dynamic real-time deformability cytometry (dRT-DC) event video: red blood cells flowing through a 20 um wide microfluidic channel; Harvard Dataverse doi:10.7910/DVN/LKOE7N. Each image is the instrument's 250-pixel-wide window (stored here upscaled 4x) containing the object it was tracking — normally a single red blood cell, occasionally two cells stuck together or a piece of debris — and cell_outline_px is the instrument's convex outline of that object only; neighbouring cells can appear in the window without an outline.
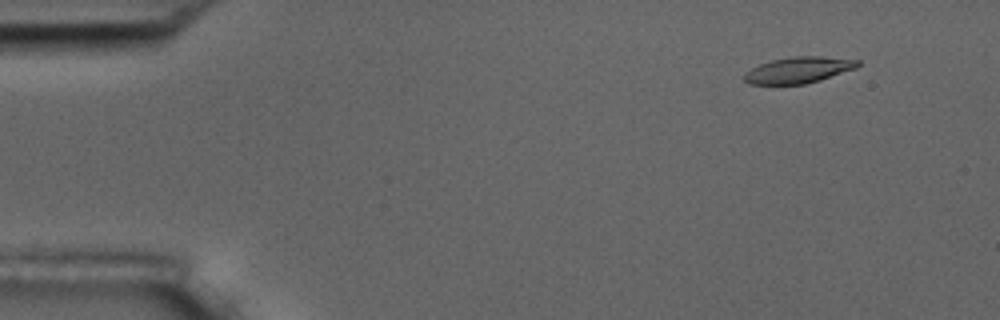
{"species": "common noctule bat (a hibernating species)", "species_latin": "Nyctalus noctula", "temperature_condition": "room temperature", "stored_images_in_passage": 5, "camera_frame_rate_fps": 3000, "um_per_image_px": 0.085, "animal": {"sex": "male", "body_mass_g": 17.5, "forearm_length_mm": 52.3}, "frame": {"image": 1, "passage_image": 2, "time_ms": 1.333, "image_size_px": [1000, 320], "cell_outline_px": [[860, 64], [856, 68], [820, 80], [804, 84], [752, 84], [744, 80], [744, 72], [760, 64], [772, 60], [792, 56], [820, 56], [860, 60]], "centroid_in_image_um": [67.88, 5.94], "position_along_channel_um": 17.1, "area_um2": 17.22}}
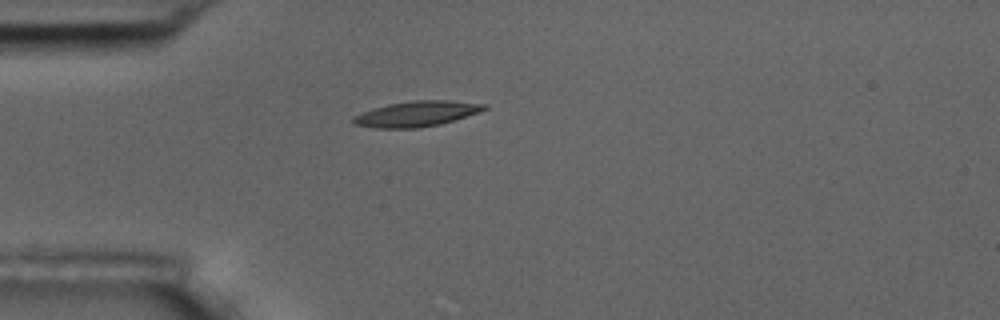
{"frame": {"image": 2, "passage_image": 5, "time_ms": 4.667, "image_size_px": [1000, 320], "cell_outline_px": [[488, 108], [480, 112], [440, 124], [416, 128], [376, 128], [352, 124], [352, 116], [372, 108], [388, 104], [412, 100], [448, 100], [488, 104]], "centroid_in_image_um": [35.4, 9.67], "position_along_channel_um": 49.6, "area_um2": 19.54}}